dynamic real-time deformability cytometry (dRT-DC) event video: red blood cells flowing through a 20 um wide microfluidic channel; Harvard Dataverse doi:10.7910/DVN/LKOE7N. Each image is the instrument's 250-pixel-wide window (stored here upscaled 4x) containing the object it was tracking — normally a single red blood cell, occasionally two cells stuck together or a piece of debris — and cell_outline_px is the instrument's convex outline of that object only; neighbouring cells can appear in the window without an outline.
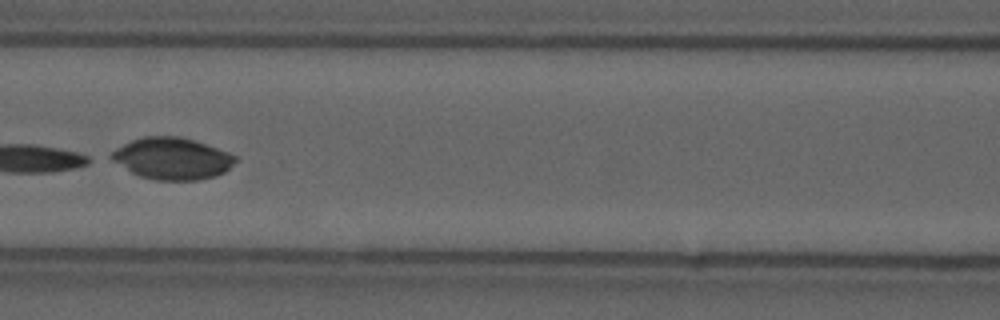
{"species": "common noctule bat (a hibernating species)", "species_latin": "Nyctalus noctula", "temperature_condition": "cold", "stored_images_in_passage": 9, "camera_frame_rate_fps": 3000, "um_per_image_px": 0.085, "animal": {"sex": "male", "forearm_length_mm": 52.5}, "frame": {"image": 1, "passage_image": 5, "time_ms": 1.333, "image_size_px": [1000, 320], "cell_outline_px": [[236, 160], [224, 172], [216, 176], [196, 180], [156, 180], [140, 176], [132, 172], [104, 156], [124, 144], [132, 140], [144, 136], [180, 136], [228, 152], [236, 156]], "centroid_in_image_um": [14.58, 13.47], "position_along_channel_um": 152.0, "area_um2": 29.94}}